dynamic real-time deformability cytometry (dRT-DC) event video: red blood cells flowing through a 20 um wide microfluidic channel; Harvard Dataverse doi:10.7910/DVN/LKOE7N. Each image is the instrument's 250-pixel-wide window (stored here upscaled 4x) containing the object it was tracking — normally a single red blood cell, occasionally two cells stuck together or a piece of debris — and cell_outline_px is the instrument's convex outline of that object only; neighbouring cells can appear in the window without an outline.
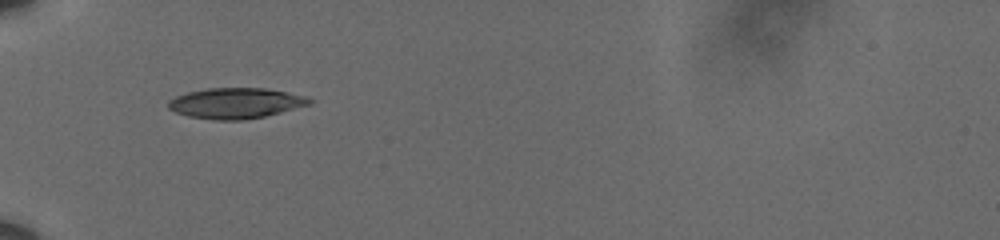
{"species": "human", "species_latin": "Homo sapiens", "temperature_condition": "cold", "stored_images_in_passage": 11, "camera_frame_rate_fps": 3000, "um_per_image_px": 0.085, "donor": {"sex": "male"}, "frame": {"image": 1, "passage_image": 1, "time_ms": 0.0, "image_size_px": [1000, 240], "cell_outline_px": [[312, 104], [264, 116], [244, 120], [212, 120], [188, 116], [176, 112], [168, 108], [168, 100], [176, 96], [188, 92], [208, 88], [268, 88], [304, 96], [312, 100]], "centroid_in_image_um": [20.02, 8.77], "position_along_channel_um": 65.0, "area_um2": 25.09}}
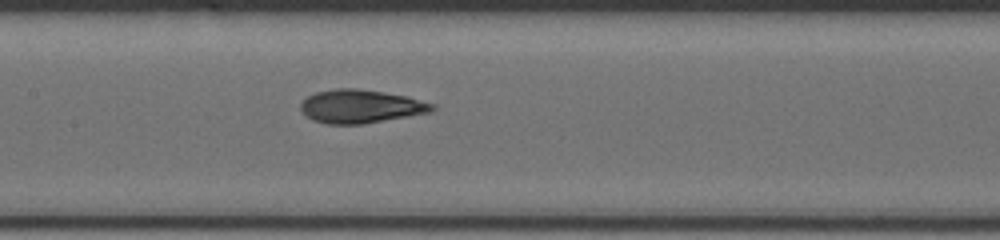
{"frame": {"image": 2, "passage_image": 7, "time_ms": 2.0, "image_size_px": [1000, 240], "cell_outline_px": [[436, 108], [432, 112], [364, 124], [328, 124], [312, 120], [304, 116], [300, 108], [300, 104], [308, 96], [316, 92], [336, 88], [356, 88], [384, 92], [408, 96], [436, 104]], "centroid_in_image_um": [30.68, 9.04], "position_along_channel_um": 176.7, "area_um2": 25.89}}
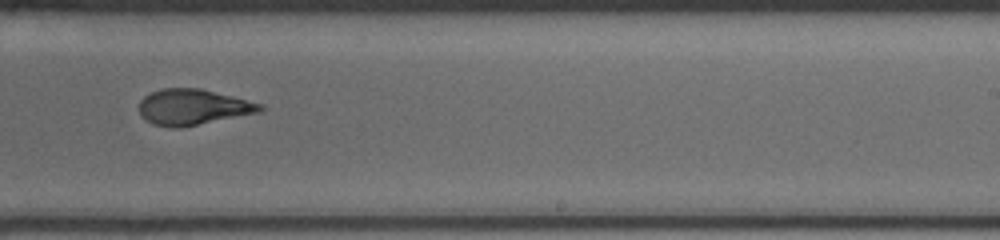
{"frame": {"image": 3, "passage_image": 10, "time_ms": 3.0, "image_size_px": [1000, 240], "cell_outline_px": [[264, 108], [260, 112], [180, 128], [172, 128], [152, 124], [144, 120], [140, 116], [140, 100], [144, 96], [152, 92], [164, 88], [200, 88], [264, 104]], "centroid_in_image_um": [16.38, 9.11], "position_along_channel_um": 272.6, "area_um2": 25.26}}